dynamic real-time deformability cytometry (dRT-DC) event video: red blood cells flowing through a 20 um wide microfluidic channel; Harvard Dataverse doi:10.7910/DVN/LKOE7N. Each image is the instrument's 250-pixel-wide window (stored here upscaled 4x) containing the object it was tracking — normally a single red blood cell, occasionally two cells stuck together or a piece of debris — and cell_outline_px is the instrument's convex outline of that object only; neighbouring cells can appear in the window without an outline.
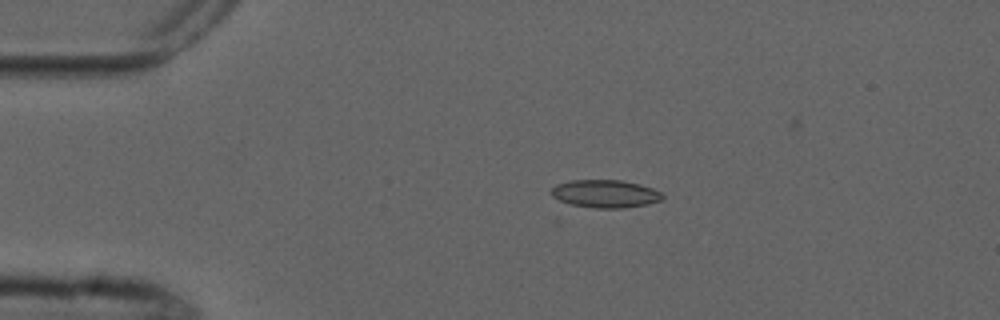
{"species": "common noctule bat (a hibernating species)", "species_latin": "Nyctalus noctula", "temperature_condition": "cold", "stored_images_in_passage": 6, "camera_frame_rate_fps": 3000, "um_per_image_px": 0.085, "animal": {"sex": "male", "forearm_length_mm": 52.5}, "frame": {"image": 1, "passage_image": 4, "time_ms": 3.667, "image_size_px": [1000, 320], "cell_outline_px": [[664, 196], [660, 200], [648, 204], [624, 208], [596, 208], [572, 204], [560, 200], [552, 196], [552, 188], [556, 184], [572, 180], [620, 180], [640, 184], [652, 188], [660, 192]], "centroid_in_image_um": [51.46, 16.46], "position_along_channel_um": 33.5, "area_um2": 17.86}}
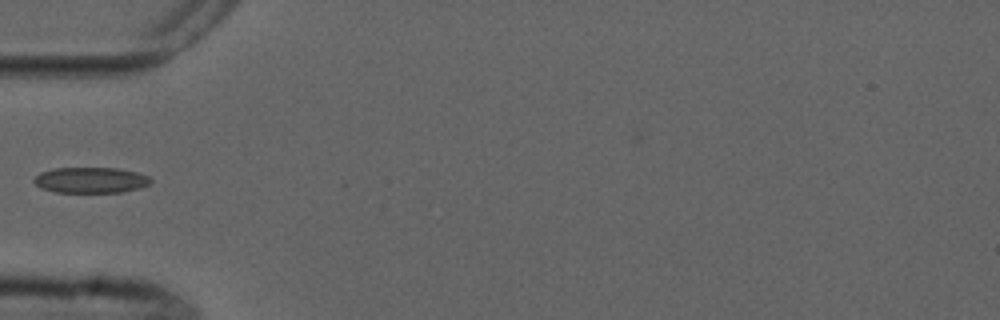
{"frame": {"image": 2, "passage_image": 6, "time_ms": 6.0, "image_size_px": [1000, 320], "cell_outline_px": [[152, 180], [148, 184], [140, 188], [120, 192], [56, 192], [40, 188], [32, 180], [40, 172], [52, 168], [116, 168], [136, 172], [148, 176]], "centroid_in_image_um": [7.68, 15.3], "position_along_channel_um": 77.3, "area_um2": 17.46}}